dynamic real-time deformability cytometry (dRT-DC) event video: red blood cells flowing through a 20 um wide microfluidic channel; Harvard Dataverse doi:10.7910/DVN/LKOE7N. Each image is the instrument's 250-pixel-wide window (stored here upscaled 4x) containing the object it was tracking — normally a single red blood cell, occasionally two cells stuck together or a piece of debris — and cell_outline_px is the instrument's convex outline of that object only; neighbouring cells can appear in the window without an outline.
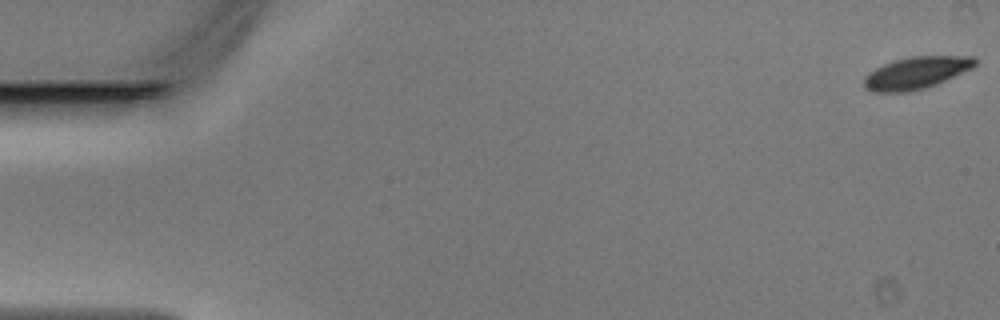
{"species": "Egyptian fruit bat (a non-hibernating species)", "species_latin": "Rousettus aegyptiacus", "temperature_condition": "warm", "stored_images_in_passage": 11, "camera_frame_rate_fps": 3000, "um_per_image_px": 0.085, "animal": {"sex": "male"}, "frame": {"image": 1, "passage_image": 1, "time_ms": 0.0, "image_size_px": [1000, 320], "cell_outline_px": [[976, 64], [972, 68], [936, 84], [924, 88], [908, 92], [876, 92], [868, 88], [864, 84], [864, 80], [876, 68], [892, 60], [908, 56], [976, 56]], "centroid_in_image_um": [77.93, 6.17], "position_along_channel_um": 7.1, "area_um2": 20.46}}